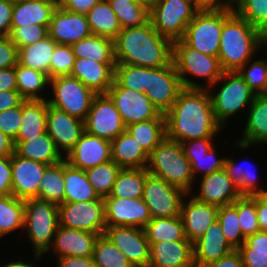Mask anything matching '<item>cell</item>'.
<instances>
[{"mask_svg": "<svg viewBox=\"0 0 267 267\" xmlns=\"http://www.w3.org/2000/svg\"><path fill=\"white\" fill-rule=\"evenodd\" d=\"M256 212L260 230L267 232V193L256 195Z\"/></svg>", "mask_w": 267, "mask_h": 267, "instance_id": "obj_65", "label": "cell"}, {"mask_svg": "<svg viewBox=\"0 0 267 267\" xmlns=\"http://www.w3.org/2000/svg\"><path fill=\"white\" fill-rule=\"evenodd\" d=\"M231 158L232 157H226L224 169L229 178L238 186L242 196H254L267 193V189H265L263 185L259 184V178L256 174L257 171H253L255 169L251 170L254 166H252V168L247 166L245 167L244 165L236 163L234 158ZM243 162L241 163L243 164Z\"/></svg>", "mask_w": 267, "mask_h": 267, "instance_id": "obj_40", "label": "cell"}, {"mask_svg": "<svg viewBox=\"0 0 267 267\" xmlns=\"http://www.w3.org/2000/svg\"><path fill=\"white\" fill-rule=\"evenodd\" d=\"M24 100L17 90L0 91V112L19 106Z\"/></svg>", "mask_w": 267, "mask_h": 267, "instance_id": "obj_63", "label": "cell"}, {"mask_svg": "<svg viewBox=\"0 0 267 267\" xmlns=\"http://www.w3.org/2000/svg\"><path fill=\"white\" fill-rule=\"evenodd\" d=\"M107 94L113 100L125 126L155 118H165L144 92L121 87L115 80Z\"/></svg>", "mask_w": 267, "mask_h": 267, "instance_id": "obj_14", "label": "cell"}, {"mask_svg": "<svg viewBox=\"0 0 267 267\" xmlns=\"http://www.w3.org/2000/svg\"><path fill=\"white\" fill-rule=\"evenodd\" d=\"M72 167L86 170L112 160L111 142L84 131L74 148L64 157Z\"/></svg>", "mask_w": 267, "mask_h": 267, "instance_id": "obj_22", "label": "cell"}, {"mask_svg": "<svg viewBox=\"0 0 267 267\" xmlns=\"http://www.w3.org/2000/svg\"><path fill=\"white\" fill-rule=\"evenodd\" d=\"M233 9L249 24L267 35V0H235Z\"/></svg>", "mask_w": 267, "mask_h": 267, "instance_id": "obj_49", "label": "cell"}, {"mask_svg": "<svg viewBox=\"0 0 267 267\" xmlns=\"http://www.w3.org/2000/svg\"><path fill=\"white\" fill-rule=\"evenodd\" d=\"M92 257L97 267H134L104 234L98 236Z\"/></svg>", "mask_w": 267, "mask_h": 267, "instance_id": "obj_48", "label": "cell"}, {"mask_svg": "<svg viewBox=\"0 0 267 267\" xmlns=\"http://www.w3.org/2000/svg\"><path fill=\"white\" fill-rule=\"evenodd\" d=\"M92 34L115 39L122 30L118 17L107 0H100L86 14Z\"/></svg>", "mask_w": 267, "mask_h": 267, "instance_id": "obj_38", "label": "cell"}, {"mask_svg": "<svg viewBox=\"0 0 267 267\" xmlns=\"http://www.w3.org/2000/svg\"><path fill=\"white\" fill-rule=\"evenodd\" d=\"M172 62L183 88L208 89L224 72L218 57L201 53L189 47L183 40L173 42ZM194 77L206 80L205 84L196 83L191 79H195Z\"/></svg>", "mask_w": 267, "mask_h": 267, "instance_id": "obj_6", "label": "cell"}, {"mask_svg": "<svg viewBox=\"0 0 267 267\" xmlns=\"http://www.w3.org/2000/svg\"><path fill=\"white\" fill-rule=\"evenodd\" d=\"M104 235L126 256L134 267H147L150 244L143 228L106 226Z\"/></svg>", "mask_w": 267, "mask_h": 267, "instance_id": "obj_15", "label": "cell"}, {"mask_svg": "<svg viewBox=\"0 0 267 267\" xmlns=\"http://www.w3.org/2000/svg\"><path fill=\"white\" fill-rule=\"evenodd\" d=\"M200 179L197 178L200 181L198 192L191 191L189 194L202 203L218 207L227 206L242 196L238 186L229 178L225 169L205 175Z\"/></svg>", "mask_w": 267, "mask_h": 267, "instance_id": "obj_18", "label": "cell"}, {"mask_svg": "<svg viewBox=\"0 0 267 267\" xmlns=\"http://www.w3.org/2000/svg\"><path fill=\"white\" fill-rule=\"evenodd\" d=\"M47 110V100H24L21 125L13 141H27L46 133Z\"/></svg>", "mask_w": 267, "mask_h": 267, "instance_id": "obj_32", "label": "cell"}, {"mask_svg": "<svg viewBox=\"0 0 267 267\" xmlns=\"http://www.w3.org/2000/svg\"><path fill=\"white\" fill-rule=\"evenodd\" d=\"M85 14L56 8L48 27V35L57 43L72 45L91 35Z\"/></svg>", "mask_w": 267, "mask_h": 267, "instance_id": "obj_21", "label": "cell"}, {"mask_svg": "<svg viewBox=\"0 0 267 267\" xmlns=\"http://www.w3.org/2000/svg\"><path fill=\"white\" fill-rule=\"evenodd\" d=\"M14 152L26 159H31L46 165H55L64 160L57 150L53 139L44 133L27 141H13Z\"/></svg>", "mask_w": 267, "mask_h": 267, "instance_id": "obj_31", "label": "cell"}, {"mask_svg": "<svg viewBox=\"0 0 267 267\" xmlns=\"http://www.w3.org/2000/svg\"><path fill=\"white\" fill-rule=\"evenodd\" d=\"M18 64V48L9 36L0 37V69L15 67Z\"/></svg>", "mask_w": 267, "mask_h": 267, "instance_id": "obj_56", "label": "cell"}, {"mask_svg": "<svg viewBox=\"0 0 267 267\" xmlns=\"http://www.w3.org/2000/svg\"><path fill=\"white\" fill-rule=\"evenodd\" d=\"M232 204L237 208L240 228L245 238L261 231L257 221L256 195L241 196Z\"/></svg>", "mask_w": 267, "mask_h": 267, "instance_id": "obj_52", "label": "cell"}, {"mask_svg": "<svg viewBox=\"0 0 267 267\" xmlns=\"http://www.w3.org/2000/svg\"><path fill=\"white\" fill-rule=\"evenodd\" d=\"M234 249L226 241L220 223L216 220L205 233L193 243L195 267H205L218 261Z\"/></svg>", "mask_w": 267, "mask_h": 267, "instance_id": "obj_29", "label": "cell"}, {"mask_svg": "<svg viewBox=\"0 0 267 267\" xmlns=\"http://www.w3.org/2000/svg\"><path fill=\"white\" fill-rule=\"evenodd\" d=\"M38 198L56 205L65 203L64 160L45 169L39 184Z\"/></svg>", "mask_w": 267, "mask_h": 267, "instance_id": "obj_43", "label": "cell"}, {"mask_svg": "<svg viewBox=\"0 0 267 267\" xmlns=\"http://www.w3.org/2000/svg\"><path fill=\"white\" fill-rule=\"evenodd\" d=\"M146 169L187 194L196 189L191 163L178 141L165 137L149 154Z\"/></svg>", "mask_w": 267, "mask_h": 267, "instance_id": "obj_4", "label": "cell"}, {"mask_svg": "<svg viewBox=\"0 0 267 267\" xmlns=\"http://www.w3.org/2000/svg\"><path fill=\"white\" fill-rule=\"evenodd\" d=\"M198 10L191 0H159L149 10L153 28L172 42L182 40Z\"/></svg>", "mask_w": 267, "mask_h": 267, "instance_id": "obj_9", "label": "cell"}, {"mask_svg": "<svg viewBox=\"0 0 267 267\" xmlns=\"http://www.w3.org/2000/svg\"><path fill=\"white\" fill-rule=\"evenodd\" d=\"M65 202L103 200L89 183L85 170L72 167L64 159Z\"/></svg>", "mask_w": 267, "mask_h": 267, "instance_id": "obj_33", "label": "cell"}, {"mask_svg": "<svg viewBox=\"0 0 267 267\" xmlns=\"http://www.w3.org/2000/svg\"><path fill=\"white\" fill-rule=\"evenodd\" d=\"M116 63H98L88 58H76L71 76L96 94L107 93L113 85Z\"/></svg>", "mask_w": 267, "mask_h": 267, "instance_id": "obj_27", "label": "cell"}, {"mask_svg": "<svg viewBox=\"0 0 267 267\" xmlns=\"http://www.w3.org/2000/svg\"><path fill=\"white\" fill-rule=\"evenodd\" d=\"M24 200L12 196H0V238L16 232H23Z\"/></svg>", "mask_w": 267, "mask_h": 267, "instance_id": "obj_44", "label": "cell"}, {"mask_svg": "<svg viewBox=\"0 0 267 267\" xmlns=\"http://www.w3.org/2000/svg\"><path fill=\"white\" fill-rule=\"evenodd\" d=\"M14 142L11 137L0 130V157H10L14 154Z\"/></svg>", "mask_w": 267, "mask_h": 267, "instance_id": "obj_68", "label": "cell"}, {"mask_svg": "<svg viewBox=\"0 0 267 267\" xmlns=\"http://www.w3.org/2000/svg\"><path fill=\"white\" fill-rule=\"evenodd\" d=\"M243 267H267V252L254 251L245 242L237 249Z\"/></svg>", "mask_w": 267, "mask_h": 267, "instance_id": "obj_57", "label": "cell"}, {"mask_svg": "<svg viewBox=\"0 0 267 267\" xmlns=\"http://www.w3.org/2000/svg\"><path fill=\"white\" fill-rule=\"evenodd\" d=\"M58 225V205L38 197L24 200L23 232L33 245L36 263L52 245Z\"/></svg>", "mask_w": 267, "mask_h": 267, "instance_id": "obj_5", "label": "cell"}, {"mask_svg": "<svg viewBox=\"0 0 267 267\" xmlns=\"http://www.w3.org/2000/svg\"><path fill=\"white\" fill-rule=\"evenodd\" d=\"M139 2L141 5L145 6L148 10H150L154 5L157 4L159 0H134Z\"/></svg>", "mask_w": 267, "mask_h": 267, "instance_id": "obj_70", "label": "cell"}, {"mask_svg": "<svg viewBox=\"0 0 267 267\" xmlns=\"http://www.w3.org/2000/svg\"><path fill=\"white\" fill-rule=\"evenodd\" d=\"M173 42L160 35L149 20L140 27L122 29L114 39L116 64L162 68L172 63Z\"/></svg>", "mask_w": 267, "mask_h": 267, "instance_id": "obj_2", "label": "cell"}, {"mask_svg": "<svg viewBox=\"0 0 267 267\" xmlns=\"http://www.w3.org/2000/svg\"><path fill=\"white\" fill-rule=\"evenodd\" d=\"M224 24L223 11H198L188 24L183 41L201 53L218 56Z\"/></svg>", "mask_w": 267, "mask_h": 267, "instance_id": "obj_10", "label": "cell"}, {"mask_svg": "<svg viewBox=\"0 0 267 267\" xmlns=\"http://www.w3.org/2000/svg\"><path fill=\"white\" fill-rule=\"evenodd\" d=\"M75 59L71 45L57 44L50 61L49 78L70 75Z\"/></svg>", "mask_w": 267, "mask_h": 267, "instance_id": "obj_53", "label": "cell"}, {"mask_svg": "<svg viewBox=\"0 0 267 267\" xmlns=\"http://www.w3.org/2000/svg\"><path fill=\"white\" fill-rule=\"evenodd\" d=\"M207 90L211 96L215 117L224 129L228 127L226 122L230 118L250 107L256 95L237 71L223 72Z\"/></svg>", "mask_w": 267, "mask_h": 267, "instance_id": "obj_7", "label": "cell"}, {"mask_svg": "<svg viewBox=\"0 0 267 267\" xmlns=\"http://www.w3.org/2000/svg\"><path fill=\"white\" fill-rule=\"evenodd\" d=\"M114 80L121 87L145 93L151 87V68L116 64Z\"/></svg>", "mask_w": 267, "mask_h": 267, "instance_id": "obj_45", "label": "cell"}, {"mask_svg": "<svg viewBox=\"0 0 267 267\" xmlns=\"http://www.w3.org/2000/svg\"><path fill=\"white\" fill-rule=\"evenodd\" d=\"M22 120V103L0 112V130L11 137H17Z\"/></svg>", "mask_w": 267, "mask_h": 267, "instance_id": "obj_55", "label": "cell"}, {"mask_svg": "<svg viewBox=\"0 0 267 267\" xmlns=\"http://www.w3.org/2000/svg\"><path fill=\"white\" fill-rule=\"evenodd\" d=\"M11 156L0 157V196H12Z\"/></svg>", "mask_w": 267, "mask_h": 267, "instance_id": "obj_58", "label": "cell"}, {"mask_svg": "<svg viewBox=\"0 0 267 267\" xmlns=\"http://www.w3.org/2000/svg\"><path fill=\"white\" fill-rule=\"evenodd\" d=\"M57 259L56 267H97L93 257L64 256Z\"/></svg>", "mask_w": 267, "mask_h": 267, "instance_id": "obj_61", "label": "cell"}, {"mask_svg": "<svg viewBox=\"0 0 267 267\" xmlns=\"http://www.w3.org/2000/svg\"><path fill=\"white\" fill-rule=\"evenodd\" d=\"M215 138H203L182 142L185 156L191 163L194 179L224 169L226 156L218 157Z\"/></svg>", "mask_w": 267, "mask_h": 267, "instance_id": "obj_25", "label": "cell"}, {"mask_svg": "<svg viewBox=\"0 0 267 267\" xmlns=\"http://www.w3.org/2000/svg\"><path fill=\"white\" fill-rule=\"evenodd\" d=\"M184 199L180 216L183 220L186 239L194 243L217 220L219 207L202 203L189 193Z\"/></svg>", "mask_w": 267, "mask_h": 267, "instance_id": "obj_24", "label": "cell"}, {"mask_svg": "<svg viewBox=\"0 0 267 267\" xmlns=\"http://www.w3.org/2000/svg\"><path fill=\"white\" fill-rule=\"evenodd\" d=\"M264 58L251 59L237 71L255 94H267V59Z\"/></svg>", "mask_w": 267, "mask_h": 267, "instance_id": "obj_51", "label": "cell"}, {"mask_svg": "<svg viewBox=\"0 0 267 267\" xmlns=\"http://www.w3.org/2000/svg\"><path fill=\"white\" fill-rule=\"evenodd\" d=\"M99 1L100 0H65L60 8L86 15Z\"/></svg>", "mask_w": 267, "mask_h": 267, "instance_id": "obj_62", "label": "cell"}, {"mask_svg": "<svg viewBox=\"0 0 267 267\" xmlns=\"http://www.w3.org/2000/svg\"><path fill=\"white\" fill-rule=\"evenodd\" d=\"M106 226L144 228L152 219L142 198L104 197Z\"/></svg>", "mask_w": 267, "mask_h": 267, "instance_id": "obj_17", "label": "cell"}, {"mask_svg": "<svg viewBox=\"0 0 267 267\" xmlns=\"http://www.w3.org/2000/svg\"><path fill=\"white\" fill-rule=\"evenodd\" d=\"M49 25H24L21 27L10 28V39L17 46L21 48L27 45H32L38 41L43 40L48 36Z\"/></svg>", "mask_w": 267, "mask_h": 267, "instance_id": "obj_54", "label": "cell"}, {"mask_svg": "<svg viewBox=\"0 0 267 267\" xmlns=\"http://www.w3.org/2000/svg\"><path fill=\"white\" fill-rule=\"evenodd\" d=\"M265 35L240 17L234 9L224 10L218 59L224 72L238 71L261 51ZM255 54V55H254Z\"/></svg>", "mask_w": 267, "mask_h": 267, "instance_id": "obj_3", "label": "cell"}, {"mask_svg": "<svg viewBox=\"0 0 267 267\" xmlns=\"http://www.w3.org/2000/svg\"><path fill=\"white\" fill-rule=\"evenodd\" d=\"M76 58H88L98 63H115L114 40L91 34L71 45Z\"/></svg>", "mask_w": 267, "mask_h": 267, "instance_id": "obj_36", "label": "cell"}, {"mask_svg": "<svg viewBox=\"0 0 267 267\" xmlns=\"http://www.w3.org/2000/svg\"><path fill=\"white\" fill-rule=\"evenodd\" d=\"M98 236L99 234L58 225L52 245L44 255L52 250L57 258L92 257Z\"/></svg>", "mask_w": 267, "mask_h": 267, "instance_id": "obj_23", "label": "cell"}, {"mask_svg": "<svg viewBox=\"0 0 267 267\" xmlns=\"http://www.w3.org/2000/svg\"><path fill=\"white\" fill-rule=\"evenodd\" d=\"M34 262H31L30 259L29 261H25L24 259L21 260V258H19V260L16 261L12 259V261L5 263L3 266L0 265L1 267H38L36 266L35 260H33Z\"/></svg>", "mask_w": 267, "mask_h": 267, "instance_id": "obj_69", "label": "cell"}, {"mask_svg": "<svg viewBox=\"0 0 267 267\" xmlns=\"http://www.w3.org/2000/svg\"><path fill=\"white\" fill-rule=\"evenodd\" d=\"M17 90L15 67L0 69V91Z\"/></svg>", "mask_w": 267, "mask_h": 267, "instance_id": "obj_64", "label": "cell"}, {"mask_svg": "<svg viewBox=\"0 0 267 267\" xmlns=\"http://www.w3.org/2000/svg\"><path fill=\"white\" fill-rule=\"evenodd\" d=\"M263 48H265L264 50H262ZM261 50L264 52L265 51V57L267 59V35H265L263 43H262V47Z\"/></svg>", "mask_w": 267, "mask_h": 267, "instance_id": "obj_72", "label": "cell"}, {"mask_svg": "<svg viewBox=\"0 0 267 267\" xmlns=\"http://www.w3.org/2000/svg\"><path fill=\"white\" fill-rule=\"evenodd\" d=\"M49 3L53 4L56 8L61 7L65 0H47Z\"/></svg>", "mask_w": 267, "mask_h": 267, "instance_id": "obj_71", "label": "cell"}, {"mask_svg": "<svg viewBox=\"0 0 267 267\" xmlns=\"http://www.w3.org/2000/svg\"><path fill=\"white\" fill-rule=\"evenodd\" d=\"M48 166L14 152L11 156L12 195L22 200L38 197L40 180Z\"/></svg>", "mask_w": 267, "mask_h": 267, "instance_id": "obj_19", "label": "cell"}, {"mask_svg": "<svg viewBox=\"0 0 267 267\" xmlns=\"http://www.w3.org/2000/svg\"><path fill=\"white\" fill-rule=\"evenodd\" d=\"M192 3L198 11L233 9V2L231 0H192Z\"/></svg>", "mask_w": 267, "mask_h": 267, "instance_id": "obj_60", "label": "cell"}, {"mask_svg": "<svg viewBox=\"0 0 267 267\" xmlns=\"http://www.w3.org/2000/svg\"><path fill=\"white\" fill-rule=\"evenodd\" d=\"M56 7L48 1L14 3L11 27L24 25H49Z\"/></svg>", "mask_w": 267, "mask_h": 267, "instance_id": "obj_34", "label": "cell"}, {"mask_svg": "<svg viewBox=\"0 0 267 267\" xmlns=\"http://www.w3.org/2000/svg\"><path fill=\"white\" fill-rule=\"evenodd\" d=\"M205 267H243V265L240 254L237 250H233L218 261L206 265Z\"/></svg>", "mask_w": 267, "mask_h": 267, "instance_id": "obj_66", "label": "cell"}, {"mask_svg": "<svg viewBox=\"0 0 267 267\" xmlns=\"http://www.w3.org/2000/svg\"><path fill=\"white\" fill-rule=\"evenodd\" d=\"M150 245L160 241H188L181 216L154 218L143 228Z\"/></svg>", "mask_w": 267, "mask_h": 267, "instance_id": "obj_39", "label": "cell"}, {"mask_svg": "<svg viewBox=\"0 0 267 267\" xmlns=\"http://www.w3.org/2000/svg\"><path fill=\"white\" fill-rule=\"evenodd\" d=\"M183 89L173 62L162 68H151V87L145 92L161 114H165Z\"/></svg>", "mask_w": 267, "mask_h": 267, "instance_id": "obj_20", "label": "cell"}, {"mask_svg": "<svg viewBox=\"0 0 267 267\" xmlns=\"http://www.w3.org/2000/svg\"><path fill=\"white\" fill-rule=\"evenodd\" d=\"M56 46L57 43L48 35L37 43L18 48V64L49 76L50 61Z\"/></svg>", "mask_w": 267, "mask_h": 267, "instance_id": "obj_37", "label": "cell"}, {"mask_svg": "<svg viewBox=\"0 0 267 267\" xmlns=\"http://www.w3.org/2000/svg\"><path fill=\"white\" fill-rule=\"evenodd\" d=\"M84 127L85 132L110 142L126 130L120 113L107 93L94 96Z\"/></svg>", "mask_w": 267, "mask_h": 267, "instance_id": "obj_13", "label": "cell"}, {"mask_svg": "<svg viewBox=\"0 0 267 267\" xmlns=\"http://www.w3.org/2000/svg\"><path fill=\"white\" fill-rule=\"evenodd\" d=\"M113 160L85 170L89 183L101 198L110 195L118 173L121 171Z\"/></svg>", "mask_w": 267, "mask_h": 267, "instance_id": "obj_47", "label": "cell"}, {"mask_svg": "<svg viewBox=\"0 0 267 267\" xmlns=\"http://www.w3.org/2000/svg\"><path fill=\"white\" fill-rule=\"evenodd\" d=\"M146 168L121 169L112 191L107 197L136 199L143 197L144 185L148 175Z\"/></svg>", "mask_w": 267, "mask_h": 267, "instance_id": "obj_41", "label": "cell"}, {"mask_svg": "<svg viewBox=\"0 0 267 267\" xmlns=\"http://www.w3.org/2000/svg\"><path fill=\"white\" fill-rule=\"evenodd\" d=\"M217 220L220 223L226 241L234 250H237L245 242V237L239 224L237 208L233 204L220 206Z\"/></svg>", "mask_w": 267, "mask_h": 267, "instance_id": "obj_50", "label": "cell"}, {"mask_svg": "<svg viewBox=\"0 0 267 267\" xmlns=\"http://www.w3.org/2000/svg\"><path fill=\"white\" fill-rule=\"evenodd\" d=\"M112 160L122 169L146 168L149 154L126 130L111 142Z\"/></svg>", "mask_w": 267, "mask_h": 267, "instance_id": "obj_30", "label": "cell"}, {"mask_svg": "<svg viewBox=\"0 0 267 267\" xmlns=\"http://www.w3.org/2000/svg\"><path fill=\"white\" fill-rule=\"evenodd\" d=\"M247 110L243 135L234 142L241 150L259 144L267 145V94H256Z\"/></svg>", "mask_w": 267, "mask_h": 267, "instance_id": "obj_26", "label": "cell"}, {"mask_svg": "<svg viewBox=\"0 0 267 267\" xmlns=\"http://www.w3.org/2000/svg\"><path fill=\"white\" fill-rule=\"evenodd\" d=\"M150 267H195L191 241H160L150 245Z\"/></svg>", "mask_w": 267, "mask_h": 267, "instance_id": "obj_28", "label": "cell"}, {"mask_svg": "<svg viewBox=\"0 0 267 267\" xmlns=\"http://www.w3.org/2000/svg\"><path fill=\"white\" fill-rule=\"evenodd\" d=\"M17 91L25 100H47L43 95L45 90H50L48 74L34 70L20 64L15 66ZM42 94V95H41Z\"/></svg>", "mask_w": 267, "mask_h": 267, "instance_id": "obj_35", "label": "cell"}, {"mask_svg": "<svg viewBox=\"0 0 267 267\" xmlns=\"http://www.w3.org/2000/svg\"><path fill=\"white\" fill-rule=\"evenodd\" d=\"M84 131L83 120L48 104L46 132L53 139L57 150L63 157L74 148Z\"/></svg>", "mask_w": 267, "mask_h": 267, "instance_id": "obj_16", "label": "cell"}, {"mask_svg": "<svg viewBox=\"0 0 267 267\" xmlns=\"http://www.w3.org/2000/svg\"><path fill=\"white\" fill-rule=\"evenodd\" d=\"M13 6L11 0H0V37L10 35Z\"/></svg>", "mask_w": 267, "mask_h": 267, "instance_id": "obj_59", "label": "cell"}, {"mask_svg": "<svg viewBox=\"0 0 267 267\" xmlns=\"http://www.w3.org/2000/svg\"><path fill=\"white\" fill-rule=\"evenodd\" d=\"M245 243L254 251L267 252V232L260 231L245 238Z\"/></svg>", "mask_w": 267, "mask_h": 267, "instance_id": "obj_67", "label": "cell"}, {"mask_svg": "<svg viewBox=\"0 0 267 267\" xmlns=\"http://www.w3.org/2000/svg\"><path fill=\"white\" fill-rule=\"evenodd\" d=\"M118 17L121 29L140 27L149 21V10L134 0H107Z\"/></svg>", "mask_w": 267, "mask_h": 267, "instance_id": "obj_46", "label": "cell"}, {"mask_svg": "<svg viewBox=\"0 0 267 267\" xmlns=\"http://www.w3.org/2000/svg\"><path fill=\"white\" fill-rule=\"evenodd\" d=\"M126 131L150 154L166 137L165 118L141 121L126 127Z\"/></svg>", "mask_w": 267, "mask_h": 267, "instance_id": "obj_42", "label": "cell"}, {"mask_svg": "<svg viewBox=\"0 0 267 267\" xmlns=\"http://www.w3.org/2000/svg\"><path fill=\"white\" fill-rule=\"evenodd\" d=\"M186 195L187 193L182 189L149 173L142 199L148 206L152 219L171 218L181 215V206Z\"/></svg>", "mask_w": 267, "mask_h": 267, "instance_id": "obj_11", "label": "cell"}, {"mask_svg": "<svg viewBox=\"0 0 267 267\" xmlns=\"http://www.w3.org/2000/svg\"><path fill=\"white\" fill-rule=\"evenodd\" d=\"M166 137L180 143L216 138L225 131L217 121L207 89L183 88L172 107L164 114Z\"/></svg>", "mask_w": 267, "mask_h": 267, "instance_id": "obj_1", "label": "cell"}, {"mask_svg": "<svg viewBox=\"0 0 267 267\" xmlns=\"http://www.w3.org/2000/svg\"><path fill=\"white\" fill-rule=\"evenodd\" d=\"M49 105L67 112L70 116L85 121L96 93L71 75L50 79Z\"/></svg>", "mask_w": 267, "mask_h": 267, "instance_id": "obj_8", "label": "cell"}, {"mask_svg": "<svg viewBox=\"0 0 267 267\" xmlns=\"http://www.w3.org/2000/svg\"><path fill=\"white\" fill-rule=\"evenodd\" d=\"M13 3H20V2H26V1H35V0H11ZM38 1H47V0H38Z\"/></svg>", "mask_w": 267, "mask_h": 267, "instance_id": "obj_73", "label": "cell"}, {"mask_svg": "<svg viewBox=\"0 0 267 267\" xmlns=\"http://www.w3.org/2000/svg\"><path fill=\"white\" fill-rule=\"evenodd\" d=\"M58 219L60 226L103 235L106 228L104 200L60 204Z\"/></svg>", "mask_w": 267, "mask_h": 267, "instance_id": "obj_12", "label": "cell"}]
</instances>
